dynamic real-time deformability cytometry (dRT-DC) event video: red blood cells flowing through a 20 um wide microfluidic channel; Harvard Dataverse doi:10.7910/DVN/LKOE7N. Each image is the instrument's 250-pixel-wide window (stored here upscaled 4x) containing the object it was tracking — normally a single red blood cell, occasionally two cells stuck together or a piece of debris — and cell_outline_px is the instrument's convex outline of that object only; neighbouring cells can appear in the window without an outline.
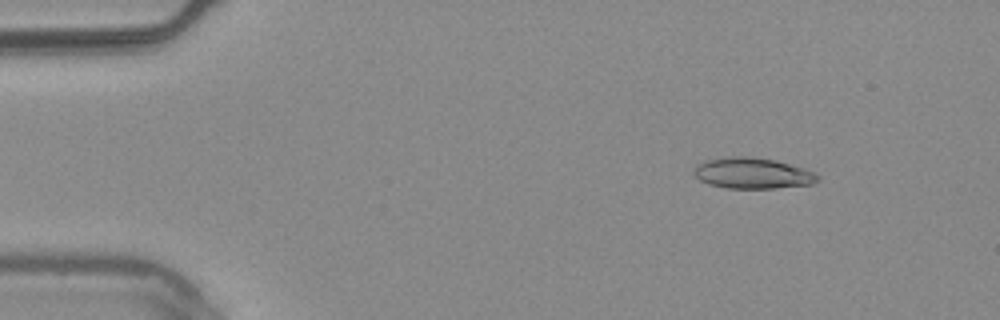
{"species": "common noctule bat (a hibernating species)", "species_latin": "Nyctalus noctula", "temperature_condition": "warm", "stored_images_in_passage": 53, "camera_frame_rate_fps": 3000, "um_per_image_px": 0.085, "animal": {"sex": "male", "body_mass_g": 20.4}, "frame": {"image": 1, "passage_image": 6, "time_ms": 1.667, "image_size_px": [1000, 320], "cell_outline_px": [[820, 180], [812, 184], [776, 188], [728, 188], [708, 184], [700, 180], [692, 172], [692, 168], [696, 164], [704, 160], [732, 156], [748, 156], [772, 160], [804, 168], [816, 172], [820, 176]], "centroid_in_image_um": [63.95, 14.72], "position_along_channel_um": 21.1, "area_um2": 22.43}}
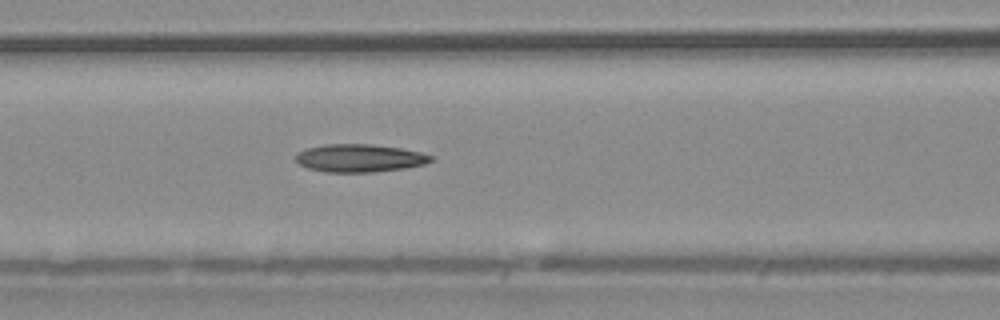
{"frame": {"image": 2, "passage_image": 22, "time_ms": 7.0, "image_size_px": [1000, 320], "cell_outline_px": [[432, 160], [424, 164], [404, 168], [372, 172], [324, 172], [308, 168], [300, 164], [296, 160], [296, 152], [308, 148], [328, 144], [372, 144], [400, 148], [420, 152], [432, 156]], "centroid_in_image_um": [30.54, 13.44], "position_along_channel_um": 136.1, "area_um2": 21.79}}
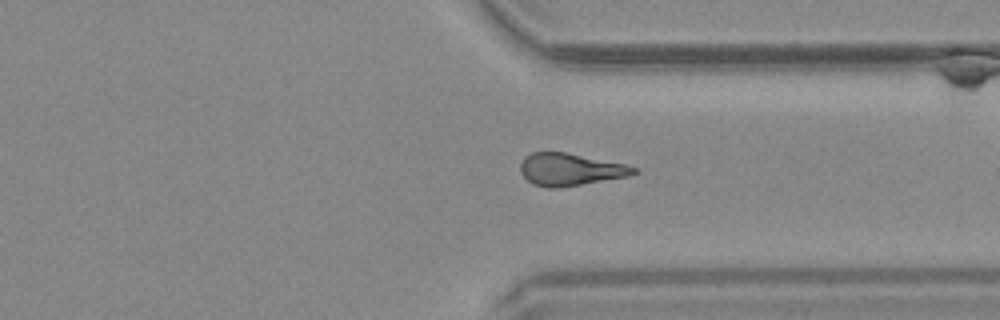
{"frame": {"image": 3, "passage_image": 40, "time_ms": 13.0, "image_size_px": [1000, 320], "cell_outline_px": [[640, 172], [628, 176], [556, 188], [548, 188], [532, 184], [520, 172], [520, 164], [524, 156], [532, 152], [564, 152], [624, 164], [636, 168]], "centroid_in_image_um": [48.43, 14.4], "position_along_channel_um": 363.0, "area_um2": 21.1}, "authors_computed_cell_mechanics": {"area_um2": 21.5594, "velocity_mm_per_s": 3.7856, "shape_relaxation_time_tau1_ms": null, "shape_relaxation_time_tau2_ms": 6.3464, "deformation_change_tau1": null, "deformation_change_tau2": 0.1885}}